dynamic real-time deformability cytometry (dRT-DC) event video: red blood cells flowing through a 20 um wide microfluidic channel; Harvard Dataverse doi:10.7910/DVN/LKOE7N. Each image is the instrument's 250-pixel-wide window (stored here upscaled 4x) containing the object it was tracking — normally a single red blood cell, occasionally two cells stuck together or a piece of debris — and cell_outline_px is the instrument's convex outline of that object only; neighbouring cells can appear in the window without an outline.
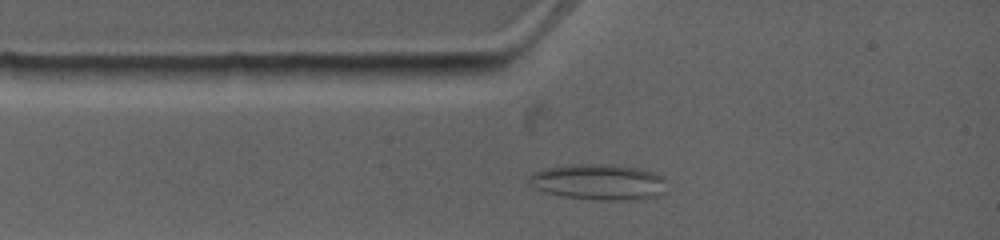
{"species": "common noctule bat (a hibernating species)", "species_latin": "Nyctalus noctula", "temperature_condition": "warm", "stored_images_in_passage": 5, "camera_frame_rate_fps": 4500, "um_per_image_px": 0.085, "animal": {"sex": "female", "body_mass_g": 19.0, "forearm_length_mm": 53.3}, "frame": {"image": 1, "passage_image": 3, "time_ms": 1.556, "image_size_px": [1000, 240], "cell_outline_px": [[664, 192], [656, 196], [636, 200], [600, 200], [564, 196], [544, 192], [528, 184], [528, 176], [532, 172], [544, 168], [572, 164], [612, 164], [636, 168], [652, 172], [664, 176]], "centroid_in_image_um": [50.84, 15.46], "position_along_channel_um": 34.2, "area_um2": 28.84}}
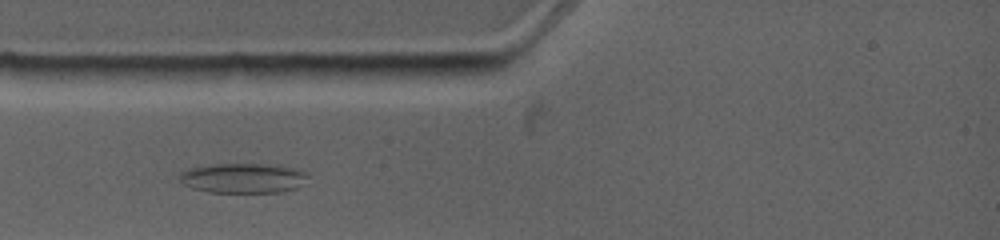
{"frame": {"image": 2, "passage_image": 4, "time_ms": 2.444, "image_size_px": [1000, 240], "cell_outline_px": [[308, 176], [296, 188], [280, 192], [208, 192], [192, 188], [184, 184], [180, 180], [180, 172], [188, 168], [208, 164], [280, 164], [304, 172]], "centroid_in_image_um": [20.62, 15.12], "position_along_channel_um": 64.4, "area_um2": 22.31}}